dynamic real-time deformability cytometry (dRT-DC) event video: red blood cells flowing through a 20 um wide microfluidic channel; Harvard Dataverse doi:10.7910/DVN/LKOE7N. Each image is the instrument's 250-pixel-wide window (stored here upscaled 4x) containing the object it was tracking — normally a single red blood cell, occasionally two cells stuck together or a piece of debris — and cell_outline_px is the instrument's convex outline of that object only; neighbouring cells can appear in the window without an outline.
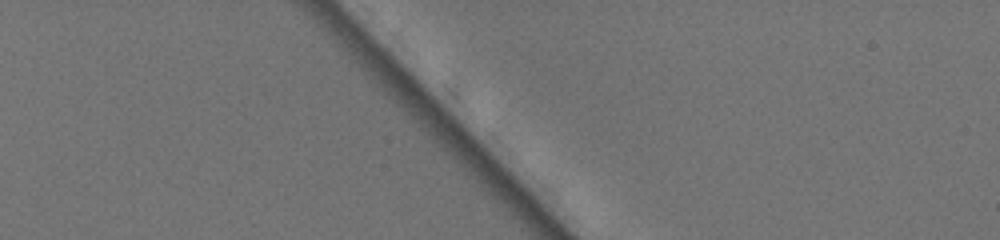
{"species": "common noctule bat (a hibernating species)", "species_latin": "Nyctalus noctula", "temperature_condition": "warm", "stored_images_in_passage": 3, "camera_frame_rate_fps": 3000, "um_per_image_px": 0.085, "animal": {"sex": "female", "body_mass_g": 19.5, "forearm_length_mm": 54.1}, "frame": {"image": 1, "passage_image": 1, "time_ms": 0.0, "image_size_px": [1000, 240], "cell_outline_px": [[600, 108], [596, 116], [528, 56], [528, 36], [532, 36], [592, 84]], "centroid_in_image_um": [47.92, 6.35], "position_along_channel_um": 37.1, "area_um2": 12.89}}